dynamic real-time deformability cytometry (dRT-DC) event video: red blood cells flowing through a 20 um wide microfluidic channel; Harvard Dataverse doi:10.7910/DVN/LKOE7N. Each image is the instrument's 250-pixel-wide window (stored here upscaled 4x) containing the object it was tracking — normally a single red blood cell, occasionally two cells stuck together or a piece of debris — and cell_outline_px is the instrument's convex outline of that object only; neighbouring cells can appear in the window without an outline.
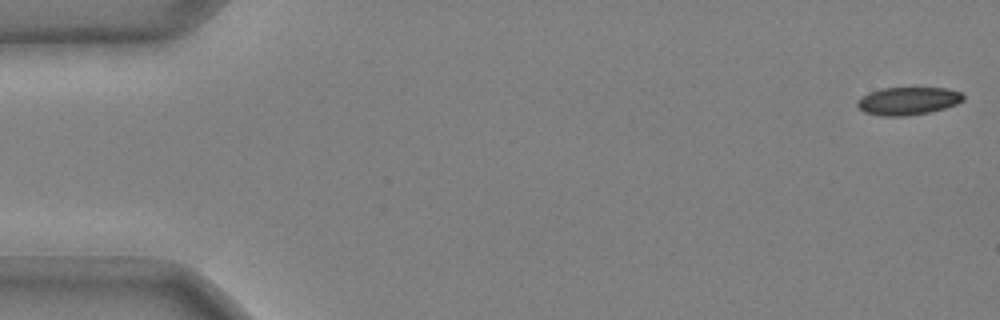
{"species": "common noctule bat (a hibernating species)", "species_latin": "Nyctalus noctula", "temperature_condition": "cold", "stored_images_in_passage": 47, "camera_frame_rate_fps": 3000, "um_per_image_px": 0.085, "animal": {"sex": "male", "body_mass_g": 20.4}, "frame": {"image": 1, "passage_image": 1, "time_ms": 0.0, "image_size_px": [1000, 320], "cell_outline_px": [[964, 100], [956, 104], [944, 108], [928, 112], [904, 116], [884, 116], [864, 112], [856, 104], [856, 100], [868, 92], [884, 88], [944, 88], [960, 92], [964, 96]], "centroid_in_image_um": [77.15, 8.58], "position_along_channel_um": 7.8, "area_um2": 17.05}}
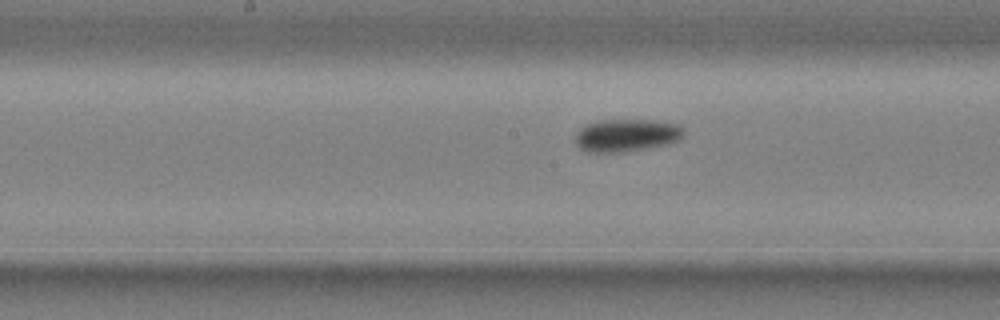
{"frame": {"image": 2, "passage_image": 27, "time_ms": 8.667, "image_size_px": [1000, 320], "cell_outline_px": [[684, 136], [680, 140], [668, 144], [648, 148], [624, 152], [588, 152], [580, 148], [576, 144], [576, 132], [580, 128], [596, 120], [652, 120], [680, 124], [684, 128]], "centroid_in_image_um": [53.29, 11.5], "position_along_channel_um": 194.9, "area_um2": 20.87}}
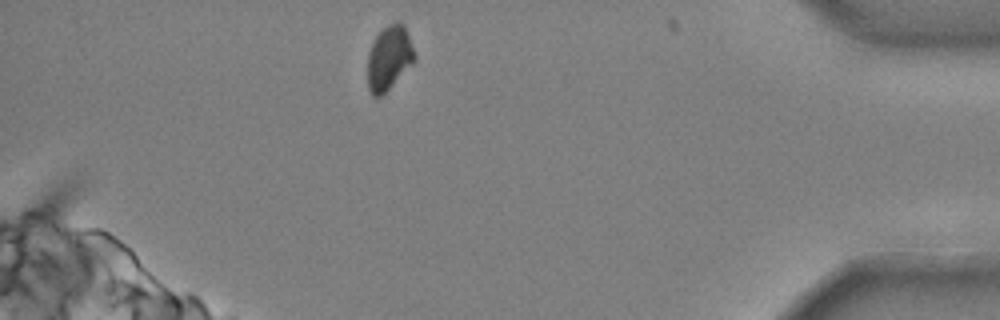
{"frame": {"image": 3, "passage_image": 47, "time_ms": 15.333, "image_size_px": [1000, 320], "cell_outline_px": [[416, 60], [380, 96], [372, 96], [368, 88], [368, 52], [376, 36], [388, 24], [396, 20], [400, 20], [404, 24], [416, 56]], "centroid_in_image_um": [33.08, 4.88], "position_along_channel_um": 402.1, "area_um2": 17.4}, "authors_computed_cell_mechanics": {"area_um2": 19.0162, "velocity_mm_per_s": 3.6938, "shape_relaxation_time_tau1_ms": 1.7499, "shape_relaxation_time_tau2_ms": 10.7292, "deformation_change_tau1": 0.0941, "deformation_change_tau2": 0.1167}}